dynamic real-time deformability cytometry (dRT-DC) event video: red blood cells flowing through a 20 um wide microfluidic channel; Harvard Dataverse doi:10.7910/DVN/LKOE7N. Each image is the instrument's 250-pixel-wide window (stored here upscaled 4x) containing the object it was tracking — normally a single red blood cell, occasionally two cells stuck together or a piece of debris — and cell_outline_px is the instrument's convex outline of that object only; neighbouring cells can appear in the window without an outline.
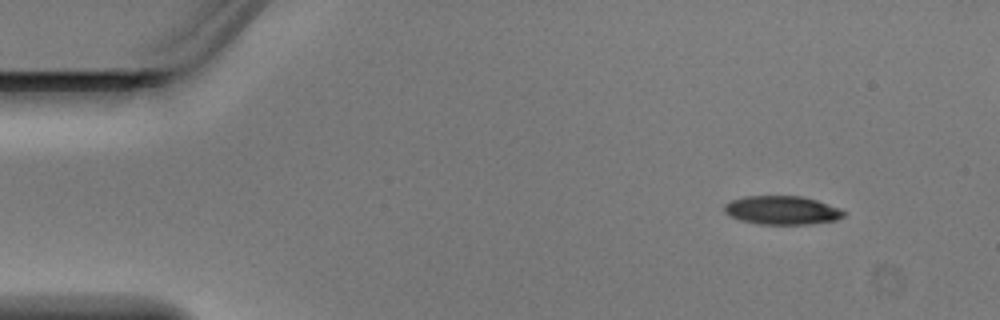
{"species": "Egyptian fruit bat (a non-hibernating species)", "species_latin": "Rousettus aegyptiacus", "temperature_condition": "warm", "stored_images_in_passage": 4, "segment_of_instrument_passage": [1, 2], "camera_frame_rate_fps": 3000, "um_per_image_px": 0.085, "animal": {"sex": "male"}, "frame": {"image": 1, "passage_image": 1, "time_ms": 0.0, "image_size_px": [1000, 320], "cell_outline_px": [[848, 212], [844, 216], [836, 220], [808, 224], [760, 224], [740, 220], [728, 216], [724, 212], [724, 204], [732, 200], [744, 196], [800, 196], [816, 200], [840, 208]], "centroid_in_image_um": [66.46, 17.87], "position_along_channel_um": 18.5, "area_um2": 20.0}}